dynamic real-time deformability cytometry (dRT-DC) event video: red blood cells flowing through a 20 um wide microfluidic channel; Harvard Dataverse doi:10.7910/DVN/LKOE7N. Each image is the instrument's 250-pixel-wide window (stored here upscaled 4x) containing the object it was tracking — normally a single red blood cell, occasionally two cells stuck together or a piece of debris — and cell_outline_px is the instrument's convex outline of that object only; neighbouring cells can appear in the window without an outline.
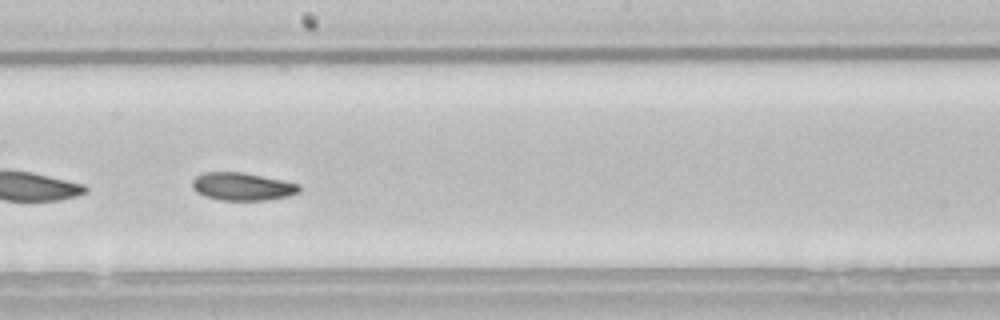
{"species": "common noctule bat (a hibernating species)", "species_latin": "Nyctalus noctula", "temperature_condition": "room temperature", "stored_images_in_passage": 41, "camera_frame_rate_fps": 3000, "um_per_image_px": 0.085, "animal": {"sex": "male", "body_mass_g": 21.5, "forearm_length_mm": 52.0}, "frame": {"image": 1, "passage_image": 18, "time_ms": 5.667, "image_size_px": [1000, 320], "cell_outline_px": [[300, 192], [288, 196], [268, 200], [220, 200], [204, 196], [196, 192], [192, 188], [192, 180], [196, 176], [204, 172], [244, 172], [300, 184]], "centroid_in_image_um": [20.58, 15.85], "position_along_channel_um": 227.6, "area_um2": 17.46}, "authors_computed_cell_mechanics": {"area_um2": 17.9758, "velocity_mm_per_s": 3.7901, "shape_relaxation_time_tau1_ms": 4.6894, "shape_relaxation_time_tau2_ms": null, "deformation_change_tau1": 0.1098, "deformation_change_tau2": null}}